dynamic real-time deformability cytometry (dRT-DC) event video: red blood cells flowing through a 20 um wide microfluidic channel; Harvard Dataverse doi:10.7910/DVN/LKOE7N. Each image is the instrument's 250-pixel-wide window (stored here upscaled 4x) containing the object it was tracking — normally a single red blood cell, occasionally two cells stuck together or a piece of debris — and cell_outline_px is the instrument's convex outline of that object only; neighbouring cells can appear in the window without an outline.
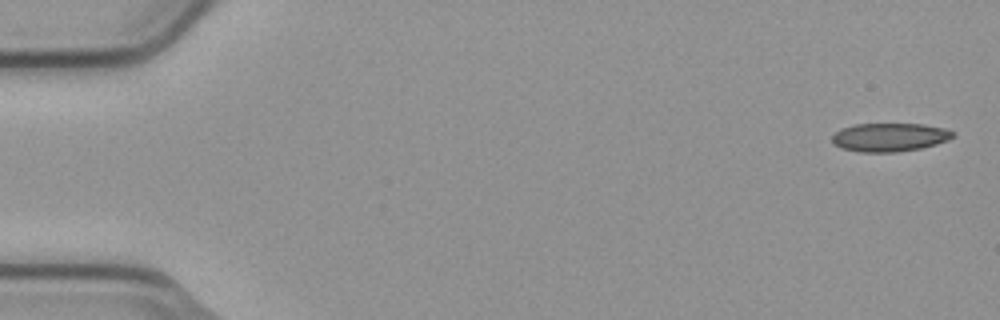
{"species": "common noctule bat (a hibernating species)", "species_latin": "Nyctalus noctula", "temperature_condition": "cold", "stored_images_in_passage": 5, "camera_frame_rate_fps": 3000, "um_per_image_px": 0.085, "animal": {"sex": "male", "body_mass_g": 23.1, "forearm_length_mm": 52.7}, "frame": {"image": 1, "passage_image": 1, "time_ms": 0.0, "image_size_px": [1000, 320], "cell_outline_px": [[956, 136], [948, 140], [936, 144], [920, 148], [896, 152], [860, 152], [840, 148], [832, 144], [832, 136], [840, 128], [852, 124], [924, 124], [944, 128], [956, 132]], "centroid_in_image_um": [75.61, 11.66], "position_along_channel_um": 9.4, "area_um2": 20.29}}
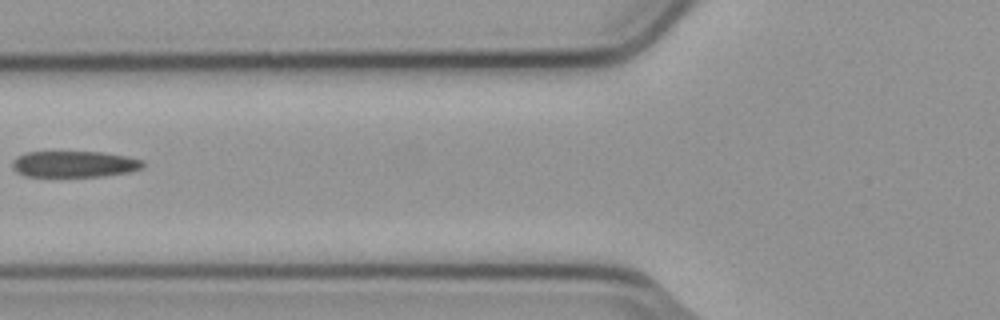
{"frame": {"image": 2, "passage_image": 5, "time_ms": 1.333, "image_size_px": [1000, 320], "cell_outline_px": [[144, 168], [132, 172], [104, 176], [24, 176], [16, 172], [12, 168], [12, 160], [16, 156], [28, 152], [104, 152], [144, 160]], "centroid_in_image_um": [6.33, 13.95], "position_along_channel_um": 119.5, "area_um2": 20.17}}